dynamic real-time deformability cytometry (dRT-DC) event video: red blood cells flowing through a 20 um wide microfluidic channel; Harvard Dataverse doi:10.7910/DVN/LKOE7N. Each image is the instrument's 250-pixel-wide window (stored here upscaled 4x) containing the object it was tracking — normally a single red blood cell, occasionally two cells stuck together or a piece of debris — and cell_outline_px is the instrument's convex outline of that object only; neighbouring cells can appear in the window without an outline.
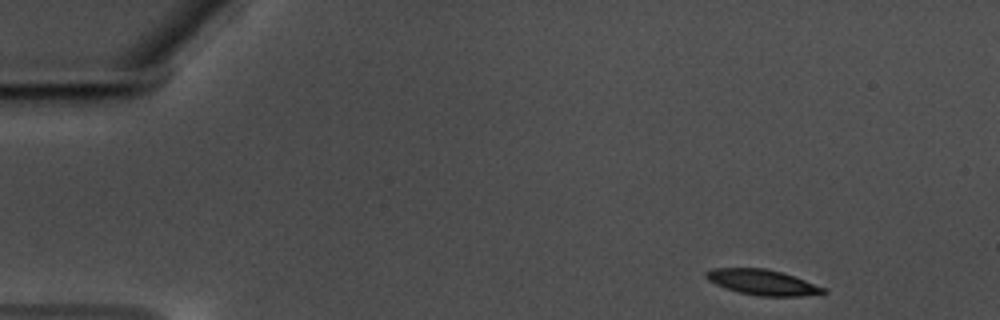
{"species": "common noctule bat (a hibernating species)", "species_latin": "Nyctalus noctula", "temperature_condition": "warm", "stored_images_in_passage": 53, "camera_frame_rate_fps": 3000, "um_per_image_px": 0.085, "animal": {"sex": "male", "body_mass_g": 17.5, "forearm_length_mm": 52.3}, "frame": {"image": 1, "passage_image": 1, "time_ms": 0.0, "image_size_px": [1000, 320], "cell_outline_px": [[828, 292], [804, 296], [760, 296], [740, 292], [724, 288], [708, 280], [704, 276], [704, 272], [712, 268], [764, 268], [784, 272], [824, 288]], "centroid_in_image_um": [64.77, 23.98], "position_along_channel_um": 20.2, "area_um2": 17.34}}
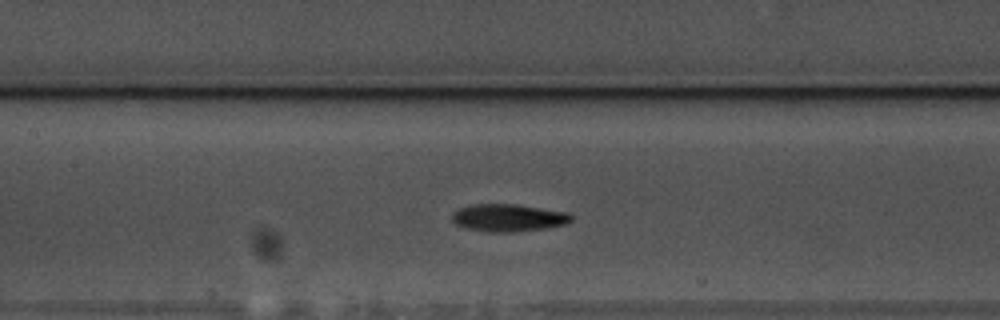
{"frame": {"image": 2, "passage_image": 22, "time_ms": 7.0, "image_size_px": [1000, 320], "cell_outline_px": [[572, 220], [568, 224], [544, 228], [512, 232], [488, 232], [464, 228], [456, 224], [452, 220], [452, 212], [460, 208], [472, 204], [516, 204], [568, 212], [572, 216]], "centroid_in_image_um": [43.2, 18.51], "position_along_channel_um": 164.2, "area_um2": 19.19}}
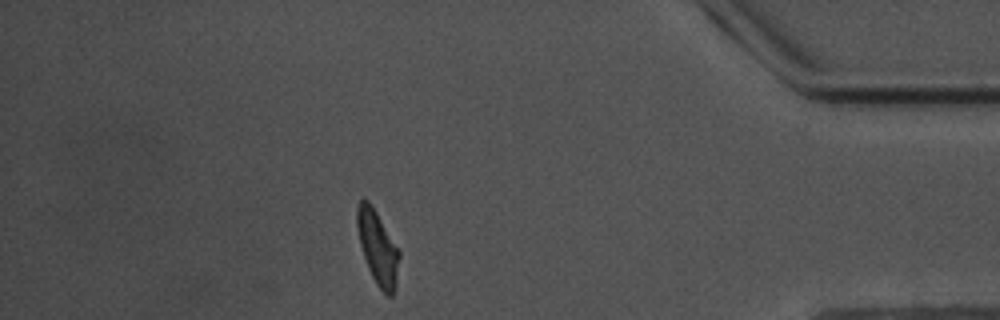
{"frame": {"image": 3, "passage_image": 46, "time_ms": 15.0, "image_size_px": [1000, 320], "cell_outline_px": [[400, 256], [396, 284], [392, 296], [388, 296], [376, 284], [368, 268], [360, 244], [356, 228], [356, 208], [360, 200], [368, 200], [376, 212], [400, 252]], "centroid_in_image_um": [32.09, 21.05], "position_along_channel_um": 403.1, "area_um2": 17.86}, "authors_computed_cell_mechanics": {"area_um2": 18.207, "velocity_mm_per_s": 3.4865, "shape_relaxation_time_tau1_ms": 4.0747, "shape_relaxation_time_tau2_ms": 1.8984, "deformation_change_tau1": 0.15, "deformation_change_tau2": 0.0796}}